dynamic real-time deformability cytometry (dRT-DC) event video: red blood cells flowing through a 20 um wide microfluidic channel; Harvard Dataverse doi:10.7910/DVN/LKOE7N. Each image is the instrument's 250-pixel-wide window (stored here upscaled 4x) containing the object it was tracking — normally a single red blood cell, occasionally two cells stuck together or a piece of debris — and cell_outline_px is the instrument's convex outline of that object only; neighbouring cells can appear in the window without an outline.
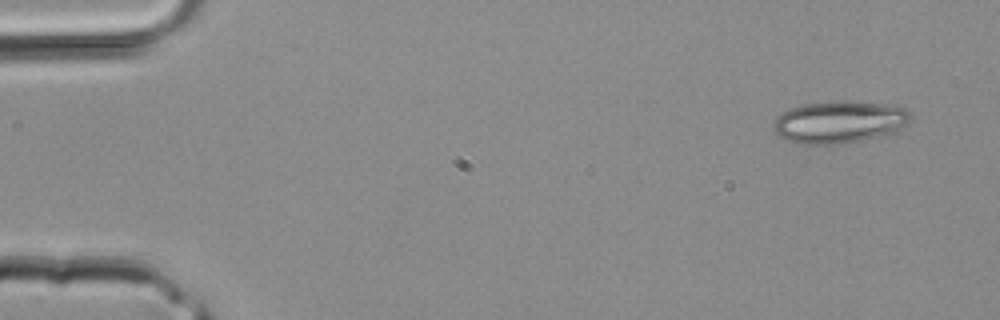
{"species": "common noctule bat (a hibernating species)", "species_latin": "Nyctalus noctula", "temperature_condition": "room temperature", "stored_images_in_passage": 4, "camera_frame_rate_fps": 3000, "um_per_image_px": 0.085, "animal": {"sex": "male", "body_mass_g": 20.4}, "frame": {"image": 1, "passage_image": 1, "time_ms": 0.0, "image_size_px": [1000, 320], "cell_outline_px": [[912, 116], [908, 124], [896, 132], [888, 136], [844, 144], [796, 144], [780, 136], [772, 128], [772, 124], [776, 116], [788, 108], [804, 104], [832, 100], [844, 100], [904, 104], [912, 112]], "centroid_in_image_um": [71.45, 10.35], "position_along_channel_um": 13.5, "area_um2": 35.37}}